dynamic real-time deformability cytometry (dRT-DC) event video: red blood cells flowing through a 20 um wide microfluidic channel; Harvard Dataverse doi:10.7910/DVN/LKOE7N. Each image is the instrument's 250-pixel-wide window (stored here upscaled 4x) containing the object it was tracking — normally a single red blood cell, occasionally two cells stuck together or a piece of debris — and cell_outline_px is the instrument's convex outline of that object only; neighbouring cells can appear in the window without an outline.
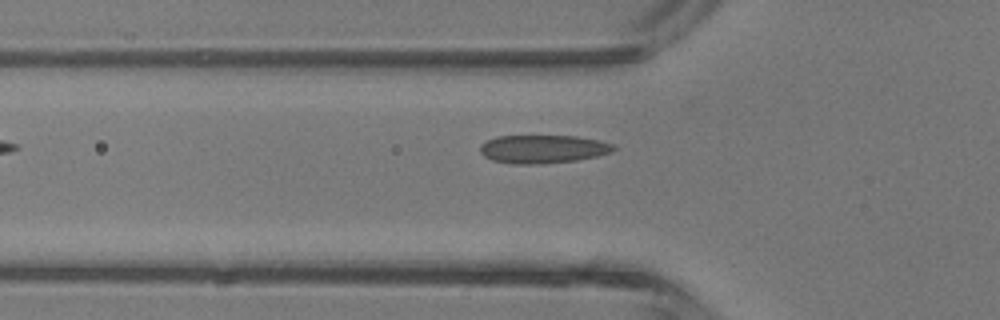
{"species": "common noctule bat (a hibernating species)", "species_latin": "Nyctalus noctula", "temperature_condition": "room temperature", "stored_images_in_passage": 3, "camera_frame_rate_fps": 3000, "um_per_image_px": 0.085, "animal": {"sex": "male", "body_mass_g": 13.3}, "frame": {"image": 1, "passage_image": 3, "time_ms": 2.333, "image_size_px": [1000, 320], "cell_outline_px": [[616, 148], [612, 152], [596, 156], [576, 160], [536, 164], [512, 164], [492, 160], [484, 156], [480, 152], [480, 144], [496, 136], [576, 136], [600, 140], [616, 144]], "centroid_in_image_um": [46.16, 12.66], "position_along_channel_um": 79.6, "area_um2": 22.08}}